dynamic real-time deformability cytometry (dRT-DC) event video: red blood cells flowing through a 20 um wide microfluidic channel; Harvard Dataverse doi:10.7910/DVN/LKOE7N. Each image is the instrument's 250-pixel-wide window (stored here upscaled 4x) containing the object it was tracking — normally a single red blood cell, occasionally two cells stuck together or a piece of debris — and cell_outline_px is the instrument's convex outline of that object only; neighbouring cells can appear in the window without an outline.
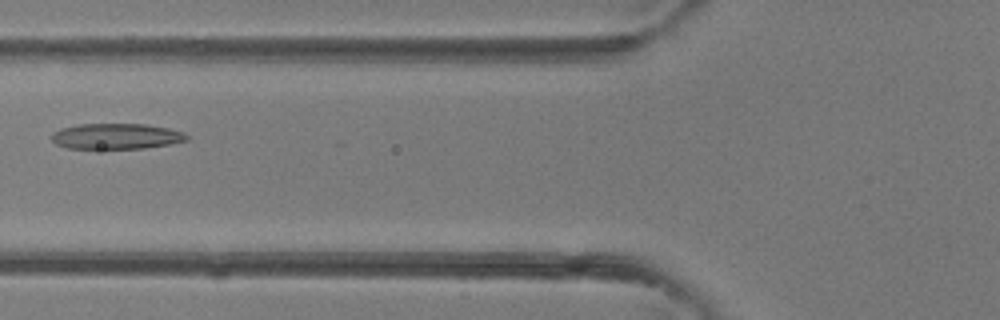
{"species": "common noctule bat (a hibernating species)", "species_latin": "Nyctalus noctula", "temperature_condition": "room temperature", "stored_images_in_passage": 28, "camera_frame_rate_fps": 3000, "um_per_image_px": 0.085, "animal": {"sex": "female"}, "frame": {"image": 1, "passage_image": 8, "time_ms": 2.333, "image_size_px": [1000, 320], "cell_outline_px": [[188, 140], [168, 144], [144, 148], [68, 148], [56, 144], [52, 140], [52, 132], [60, 128], [76, 124], [144, 124], [168, 128], [184, 132], [188, 136]], "centroid_in_image_um": [9.86, 11.57], "position_along_channel_um": 115.9, "area_um2": 20.11}}
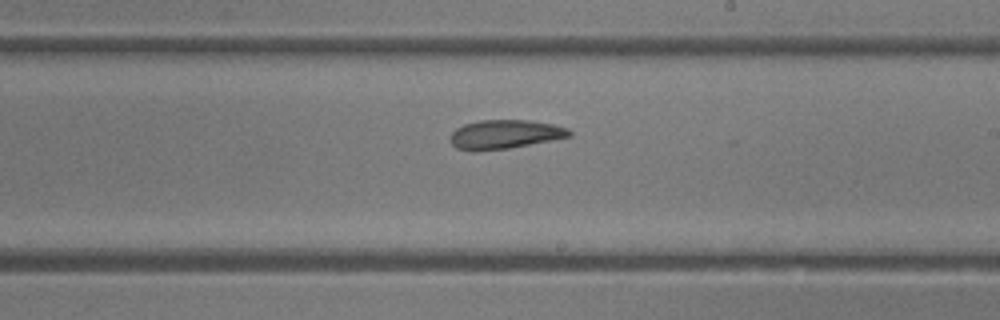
{"frame": {"image": 2, "passage_image": 16, "time_ms": 5.0, "image_size_px": [1000, 320], "cell_outline_px": [[572, 136], [552, 140], [508, 148], [476, 152], [472, 152], [456, 148], [448, 140], [448, 136], [456, 128], [464, 124], [480, 120], [528, 120], [552, 124], [568, 128], [572, 132]], "centroid_in_image_um": [42.85, 11.43], "position_along_channel_um": 246.1, "area_um2": 20.35}}
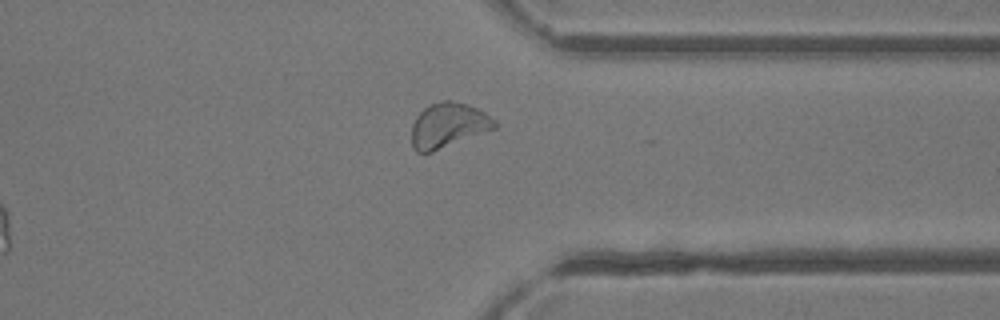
{"frame": {"image": 3, "passage_image": 24, "time_ms": 7.667, "image_size_px": [1000, 320], "cell_outline_px": [[496, 128], [432, 152], [416, 152], [412, 148], [412, 124], [416, 116], [424, 108], [432, 104], [444, 100], [452, 100], [468, 104], [484, 112], [496, 120]], "centroid_in_image_um": [38.09, 10.65], "position_along_channel_um": 373.3, "area_um2": 21.62}}